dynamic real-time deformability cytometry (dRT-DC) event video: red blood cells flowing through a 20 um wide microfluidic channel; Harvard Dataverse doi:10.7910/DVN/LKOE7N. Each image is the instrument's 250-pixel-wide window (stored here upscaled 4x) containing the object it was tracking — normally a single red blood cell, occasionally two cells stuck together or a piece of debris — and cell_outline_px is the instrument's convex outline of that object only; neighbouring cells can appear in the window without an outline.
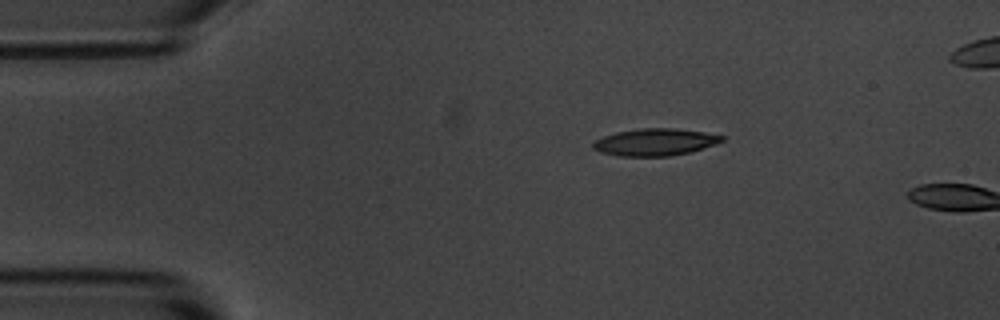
{"species": "common noctule bat (a hibernating species)", "species_latin": "Nyctalus noctula", "temperature_condition": "room temperature", "stored_images_in_passage": 3, "camera_frame_rate_fps": 3000, "um_per_image_px": 0.085, "animal": {"sex": "male", "body_mass_g": 20.1, "forearm_length_mm": 53.5}, "frame": {"image": 1, "passage_image": 1, "time_ms": 0.0, "image_size_px": [1000, 320], "cell_outline_px": [[728, 136], [724, 140], [716, 144], [688, 152], [668, 156], [620, 156], [600, 152], [592, 148], [592, 144], [596, 140], [604, 136], [616, 132], [640, 128], [672, 128], [704, 132]], "centroid_in_image_um": [55.69, 12.07], "position_along_channel_um": 29.3, "area_um2": 20.29}}